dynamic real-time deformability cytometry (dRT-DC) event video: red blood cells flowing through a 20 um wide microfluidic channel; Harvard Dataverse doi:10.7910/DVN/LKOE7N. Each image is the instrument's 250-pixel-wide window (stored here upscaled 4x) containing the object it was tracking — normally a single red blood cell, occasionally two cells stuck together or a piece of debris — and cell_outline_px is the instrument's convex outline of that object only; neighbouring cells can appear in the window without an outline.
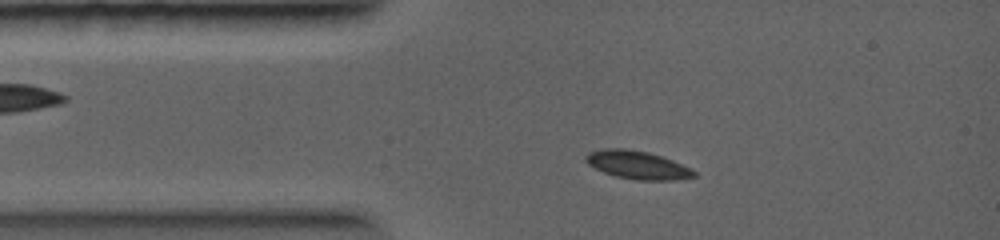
{"species": "common noctule bat (a hibernating species)", "species_latin": "Nyctalus noctula", "temperature_condition": "warm", "stored_images_in_passage": 5, "camera_frame_rate_fps": 5000, "um_per_image_px": 0.085, "animal": {"sex": "female", "body_mass_g": 19.0, "forearm_length_mm": 56.7}, "frame": {"image": 1, "passage_image": 4, "time_ms": 1.4, "image_size_px": [1000, 240], "cell_outline_px": [[696, 176], [672, 180], [636, 180], [616, 176], [604, 172], [588, 164], [584, 160], [584, 156], [588, 152], [600, 148], [624, 148], [648, 152], [672, 160], [692, 168], [696, 172]], "centroid_in_image_um": [54.15, 14.01], "position_along_channel_um": 30.8, "area_um2": 17.8}}